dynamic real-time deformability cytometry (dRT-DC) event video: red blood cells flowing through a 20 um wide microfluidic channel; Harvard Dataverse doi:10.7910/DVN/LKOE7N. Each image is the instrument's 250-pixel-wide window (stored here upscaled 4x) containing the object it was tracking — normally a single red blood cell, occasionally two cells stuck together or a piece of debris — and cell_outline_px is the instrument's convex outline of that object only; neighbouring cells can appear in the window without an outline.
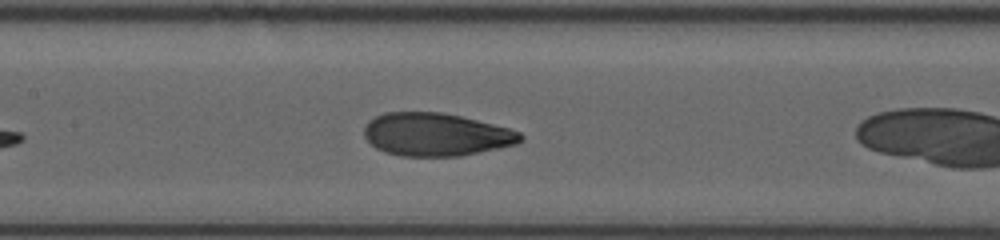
{"species": "human", "species_latin": "Homo sapiens", "temperature_condition": "room temperature", "stored_images_in_passage": 7, "camera_frame_rate_fps": 3000, "um_per_image_px": 0.085, "donor": {"sex": "female"}, "frame": {"image": 1, "passage_image": 6, "time_ms": 2.0, "image_size_px": [1000, 240], "cell_outline_px": [[524, 140], [516, 144], [460, 156], [400, 156], [384, 152], [376, 148], [364, 136], [364, 128], [368, 120], [384, 112], [440, 112], [460, 116], [508, 128], [520, 132], [524, 136]], "centroid_in_image_um": [37.04, 11.43], "position_along_channel_um": 170.4, "area_um2": 39.07}}